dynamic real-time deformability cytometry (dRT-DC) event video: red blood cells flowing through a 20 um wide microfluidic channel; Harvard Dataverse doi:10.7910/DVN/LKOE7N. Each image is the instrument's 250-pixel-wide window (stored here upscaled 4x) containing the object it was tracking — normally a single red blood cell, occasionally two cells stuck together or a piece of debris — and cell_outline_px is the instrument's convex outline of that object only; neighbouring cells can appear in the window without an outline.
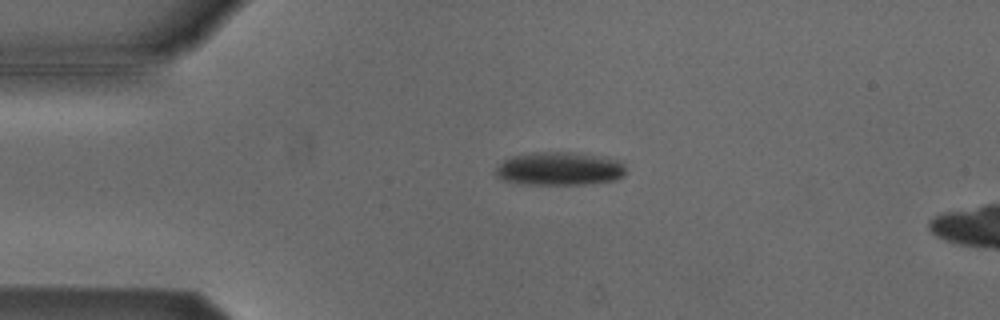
{"species": "Egyptian fruit bat (a non-hibernating species)", "species_latin": "Rousettus aegyptiacus", "temperature_condition": "cold", "stored_images_in_passage": 5, "camera_frame_rate_fps": 3000, "um_per_image_px": 0.085, "animal": {"sex": "male"}, "frame": {"image": 1, "passage_image": 4, "time_ms": 1.0, "image_size_px": [1000, 320], "cell_outline_px": [[628, 172], [624, 176], [616, 180], [584, 184], [520, 184], [504, 180], [496, 176], [496, 168], [504, 160], [512, 156], [532, 152], [568, 152], [620, 160], [624, 164]], "centroid_in_image_um": [47.57, 14.35], "position_along_channel_um": 37.4, "area_um2": 25.26}}